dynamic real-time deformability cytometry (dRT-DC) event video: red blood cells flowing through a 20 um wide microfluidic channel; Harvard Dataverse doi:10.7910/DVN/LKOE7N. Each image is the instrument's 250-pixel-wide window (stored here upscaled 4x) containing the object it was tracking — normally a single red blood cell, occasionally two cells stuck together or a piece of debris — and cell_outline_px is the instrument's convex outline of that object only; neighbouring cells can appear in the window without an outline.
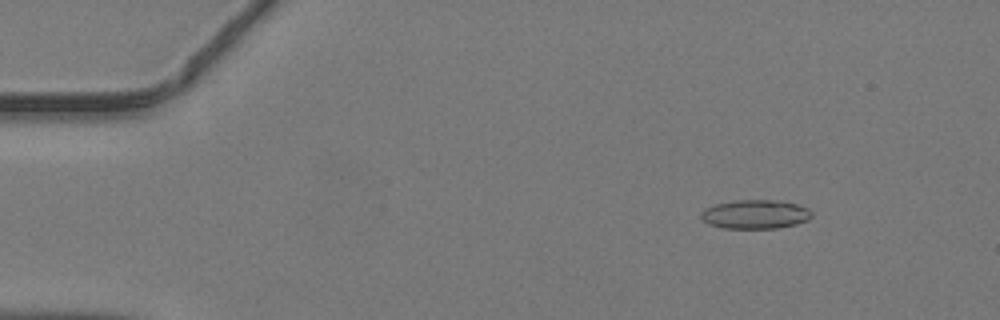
{"species": "common noctule bat (a hibernating species)", "species_latin": "Nyctalus noctula", "temperature_condition": "warm", "stored_images_in_passage": 46, "camera_frame_rate_fps": 3000, "um_per_image_px": 0.085, "animal": {"sex": "male", "body_mass_g": 19.2, "forearm_length_mm": 51.8}, "frame": {"image": 1, "passage_image": 6, "time_ms": 1.667, "image_size_px": [1000, 320], "cell_outline_px": [[812, 216], [808, 220], [796, 224], [780, 228], [720, 228], [708, 224], [700, 216], [700, 212], [704, 208], [716, 204], [736, 200], [780, 200], [796, 204], [808, 208], [812, 212]], "centroid_in_image_um": [64.2, 18.21], "position_along_channel_um": 20.8, "area_um2": 18.84}}
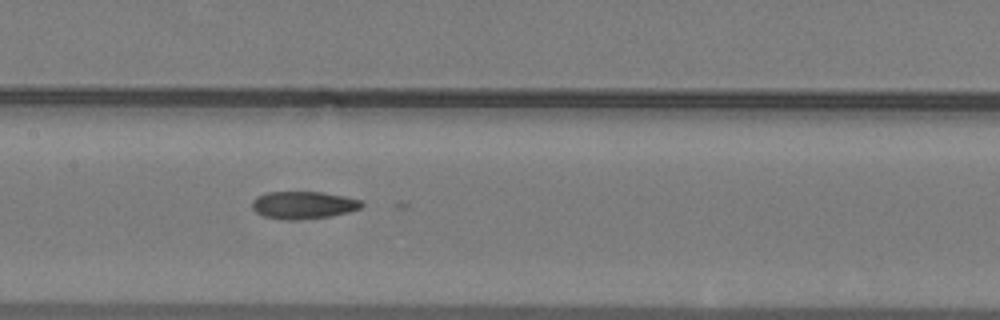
{"frame": {"image": 2, "passage_image": 23, "time_ms": 7.333, "image_size_px": [1000, 320], "cell_outline_px": [[364, 204], [360, 208], [348, 212], [332, 216], [296, 220], [288, 220], [264, 216], [256, 212], [252, 208], [252, 200], [256, 196], [268, 192], [324, 192], [348, 196], [364, 200]], "centroid_in_image_um": [25.83, 17.42], "position_along_channel_um": 181.6, "area_um2": 17.8}}
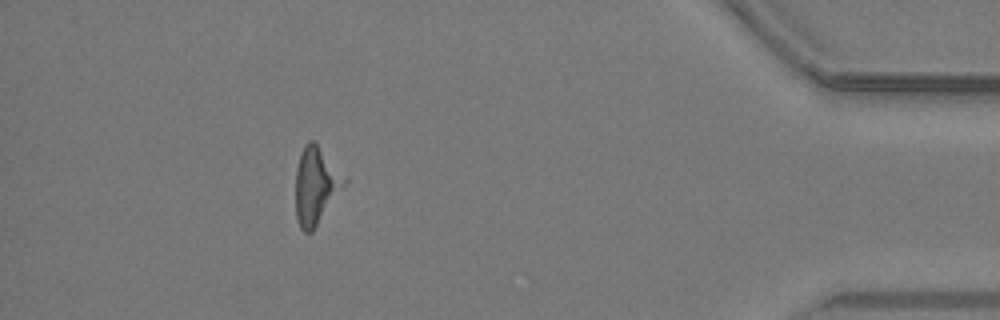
{"frame": {"image": 3, "passage_image": 42, "time_ms": 13.667, "image_size_px": [1000, 320], "cell_outline_px": [[348, 180], [344, 188], [312, 232], [304, 232], [300, 228], [296, 216], [296, 168], [300, 152], [304, 144], [308, 140], [312, 140], [316, 144]], "centroid_in_image_um": [26.84, 15.8], "position_along_channel_um": 408.4, "area_um2": 21.73}}